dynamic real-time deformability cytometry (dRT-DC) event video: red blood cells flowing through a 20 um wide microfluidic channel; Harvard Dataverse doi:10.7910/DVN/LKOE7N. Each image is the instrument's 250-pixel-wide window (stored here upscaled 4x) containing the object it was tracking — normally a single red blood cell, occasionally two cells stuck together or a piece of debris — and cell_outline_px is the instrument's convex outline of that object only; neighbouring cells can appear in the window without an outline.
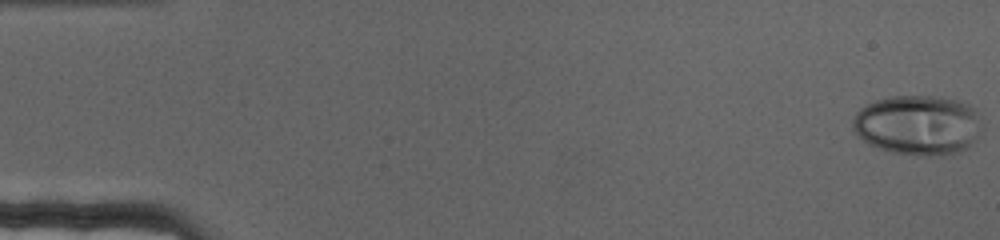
{"species": "human", "species_latin": "Homo sapiens", "temperature_condition": "cold", "stored_images_in_passage": 70, "camera_frame_rate_fps": 3000, "um_per_image_px": 0.085, "donor": {"sex": "female"}, "frame": {"image": 1, "passage_image": 1, "time_ms": 0.0, "image_size_px": [1000, 240], "cell_outline_px": [[984, 128], [976, 140], [968, 148], [944, 156], [916, 156], [892, 152], [868, 144], [856, 136], [852, 128], [852, 120], [856, 112], [860, 108], [876, 100], [892, 96], [936, 96], [956, 100], [968, 104], [976, 108], [984, 124]], "centroid_in_image_um": [78.07, 10.64], "position_along_channel_um": 6.9, "area_um2": 46.07}}
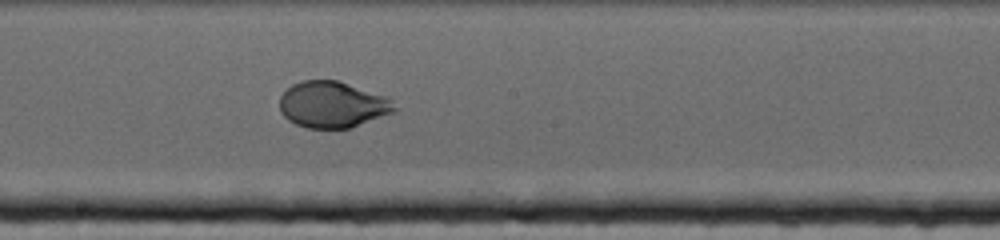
{"frame": {"image": 2, "passage_image": 39, "time_ms": 12.667, "image_size_px": [1000, 240], "cell_outline_px": [[400, 108], [396, 112], [352, 128], [308, 128], [296, 124], [288, 120], [280, 112], [280, 96], [292, 84], [304, 80], [336, 80], [388, 96]], "centroid_in_image_um": [28.32, 8.9], "position_along_channel_um": 219.9, "area_um2": 31.39}}
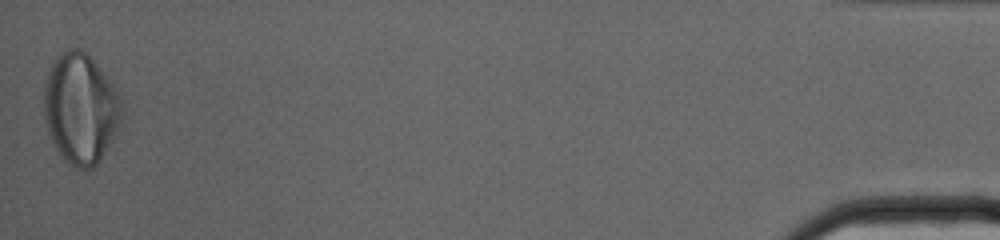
{"frame": {"image": 3, "passage_image": 70, "time_ms": 23.0, "image_size_px": [1000, 240], "cell_outline_px": [[124, 112], [120, 124], [112, 140], [100, 160], [92, 168], [76, 168], [68, 164], [60, 156], [48, 132], [44, 116], [44, 80], [56, 56], [68, 48], [80, 48], [96, 64], [116, 88], [124, 100]], "centroid_in_image_um": [6.86, 9.23], "position_along_channel_um": 428.3, "area_um2": 50.4}}